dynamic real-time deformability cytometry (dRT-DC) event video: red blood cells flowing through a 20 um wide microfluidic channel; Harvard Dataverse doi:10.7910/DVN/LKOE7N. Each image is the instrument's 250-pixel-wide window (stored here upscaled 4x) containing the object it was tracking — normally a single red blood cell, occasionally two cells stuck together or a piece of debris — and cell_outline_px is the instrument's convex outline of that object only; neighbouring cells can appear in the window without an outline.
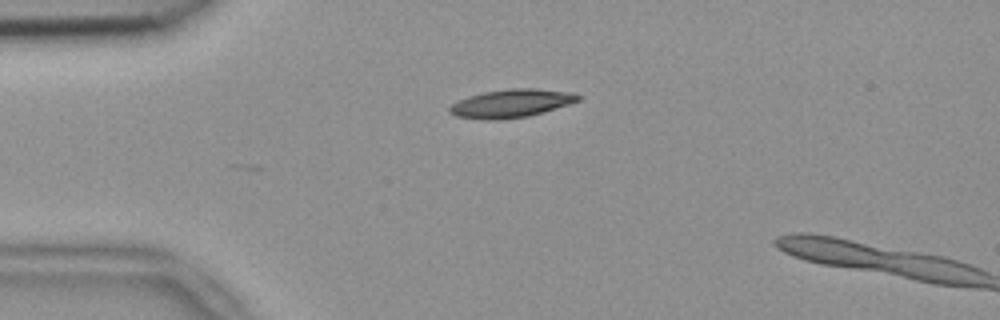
{"species": "common noctule bat (a hibernating species)", "species_latin": "Nyctalus noctula", "temperature_condition": "room temperature", "stored_images_in_passage": 35, "camera_frame_rate_fps": 3000, "um_per_image_px": 0.085, "animal": {"sex": "female", "body_mass_g": 18.4}, "frame": {"image": 1, "passage_image": 1, "time_ms": 0.0, "image_size_px": [1000, 320], "cell_outline_px": [[580, 100], [568, 104], [528, 116], [496, 120], [484, 120], [456, 116], [448, 112], [448, 108], [452, 104], [468, 96], [484, 92], [512, 88], [536, 88], [576, 92], [580, 96]], "centroid_in_image_um": [43.45, 8.78], "position_along_channel_um": 41.5, "area_um2": 21.1}}
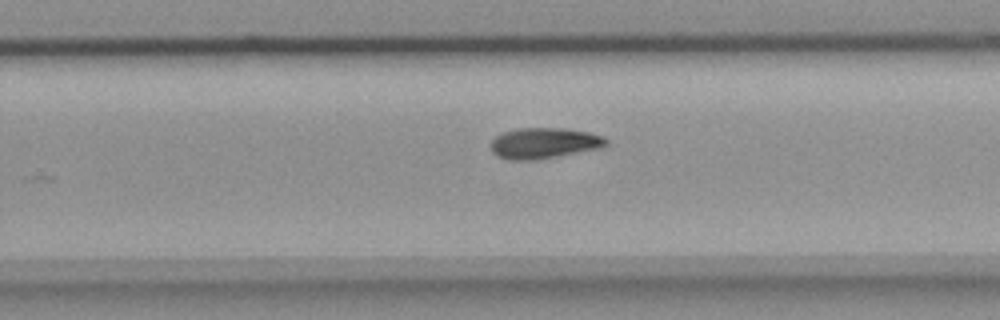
{"frame": {"image": 2, "passage_image": 22, "time_ms": 7.0, "image_size_px": [1000, 320], "cell_outline_px": [[608, 144], [600, 148], [556, 156], [528, 160], [512, 160], [496, 156], [492, 152], [492, 140], [496, 136], [504, 132], [520, 128], [564, 128], [588, 132], [604, 136], [608, 140]], "centroid_in_image_um": [46.26, 12.16], "position_along_channel_um": 283.5, "area_um2": 20.46}}
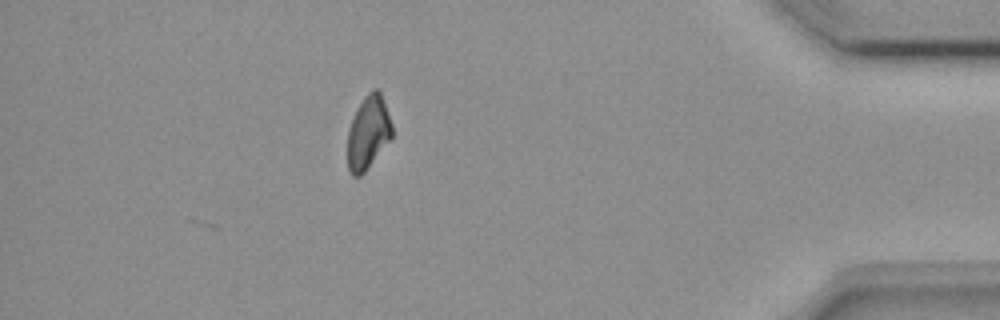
{"frame": {"image": 3, "passage_image": 35, "time_ms": 11.333, "image_size_px": [1000, 320], "cell_outline_px": [[392, 136], [364, 172], [360, 176], [352, 176], [348, 168], [348, 128], [364, 96], [372, 88], [376, 88], [380, 92], [392, 124]], "centroid_in_image_um": [31.28, 11.26], "position_along_channel_um": 403.9, "area_um2": 18.55}}